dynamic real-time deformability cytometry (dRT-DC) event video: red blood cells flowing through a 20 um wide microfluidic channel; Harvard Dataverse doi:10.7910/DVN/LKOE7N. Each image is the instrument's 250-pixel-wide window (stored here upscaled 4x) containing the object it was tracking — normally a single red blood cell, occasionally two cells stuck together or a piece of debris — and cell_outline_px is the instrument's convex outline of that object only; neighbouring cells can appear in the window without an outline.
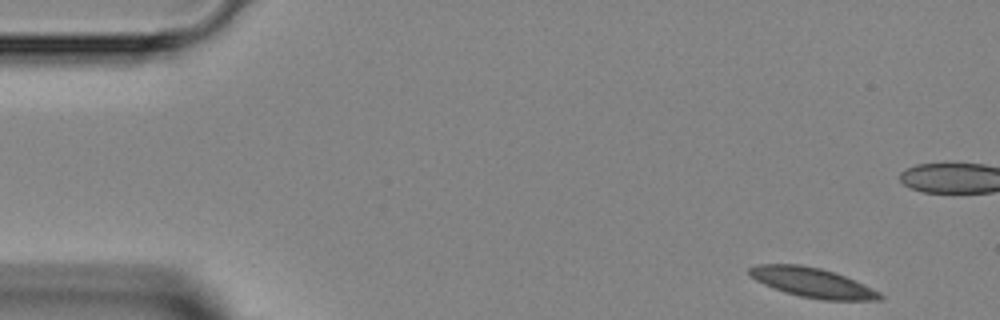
{"species": "Egyptian fruit bat (a non-hibernating species)", "species_latin": "Rousettus aegyptiacus", "temperature_condition": "room temperature", "stored_images_in_passage": 10, "camera_frame_rate_fps": 3000, "um_per_image_px": 0.085, "animal": {"sex": "female"}, "frame": {"image": 1, "passage_image": 1, "time_ms": 0.0, "image_size_px": [1000, 320], "cell_outline_px": [[884, 296], [880, 300], [824, 300], [800, 296], [784, 292], [764, 284], [756, 280], [748, 272], [748, 268], [756, 264], [800, 264], [820, 268], [836, 272], [872, 288], [880, 292]], "centroid_in_image_um": [69.06, 24.01], "position_along_channel_um": 15.9, "area_um2": 22.48}}